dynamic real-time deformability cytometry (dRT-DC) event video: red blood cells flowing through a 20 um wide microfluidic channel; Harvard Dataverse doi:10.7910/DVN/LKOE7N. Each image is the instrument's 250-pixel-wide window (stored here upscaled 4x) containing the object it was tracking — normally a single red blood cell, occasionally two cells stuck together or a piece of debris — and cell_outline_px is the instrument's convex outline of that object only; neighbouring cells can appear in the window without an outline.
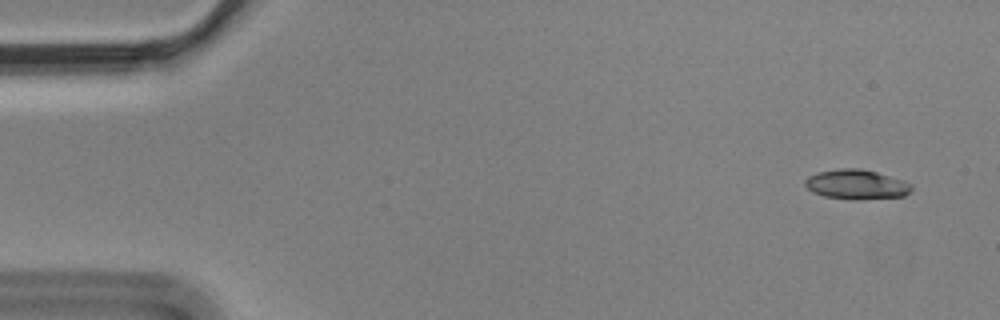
{"species": "Egyptian fruit bat (a non-hibernating species)", "species_latin": "Rousettus aegyptiacus", "temperature_condition": "cold", "stored_images_in_passage": 5, "camera_frame_rate_fps": 3000, "um_per_image_px": 0.085, "animal": {"sex": "male"}, "frame": {"image": 1, "passage_image": 1, "time_ms": 0.0, "image_size_px": [1000, 320], "cell_outline_px": [[912, 192], [904, 196], [856, 200], [824, 196], [812, 192], [804, 184], [804, 180], [808, 176], [820, 172], [840, 168], [860, 168], [876, 172], [904, 180], [912, 184]], "centroid_in_image_um": [72.82, 15.68], "position_along_channel_um": 12.2, "area_um2": 18.5}}
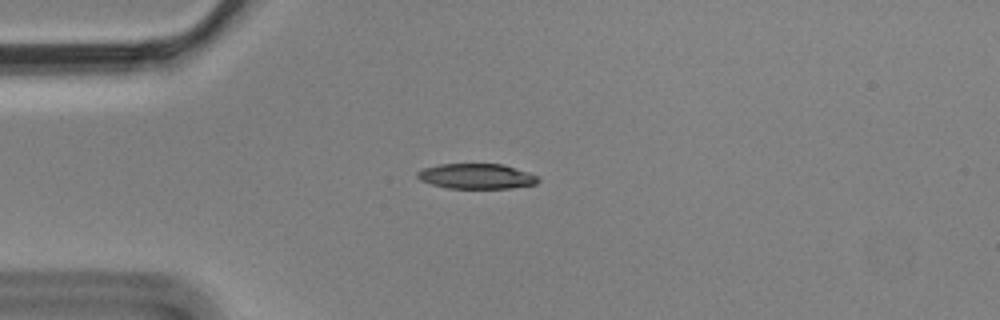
{"frame": {"image": 2, "passage_image": 4, "time_ms": 1.0, "image_size_px": [1000, 320], "cell_outline_px": [[540, 180], [536, 184], [512, 188], [448, 188], [432, 184], [420, 180], [416, 176], [416, 172], [424, 168], [440, 164], [500, 164], [528, 172], [540, 176]], "centroid_in_image_um": [40.52, 14.98], "position_along_channel_um": 44.5, "area_um2": 17.69}}